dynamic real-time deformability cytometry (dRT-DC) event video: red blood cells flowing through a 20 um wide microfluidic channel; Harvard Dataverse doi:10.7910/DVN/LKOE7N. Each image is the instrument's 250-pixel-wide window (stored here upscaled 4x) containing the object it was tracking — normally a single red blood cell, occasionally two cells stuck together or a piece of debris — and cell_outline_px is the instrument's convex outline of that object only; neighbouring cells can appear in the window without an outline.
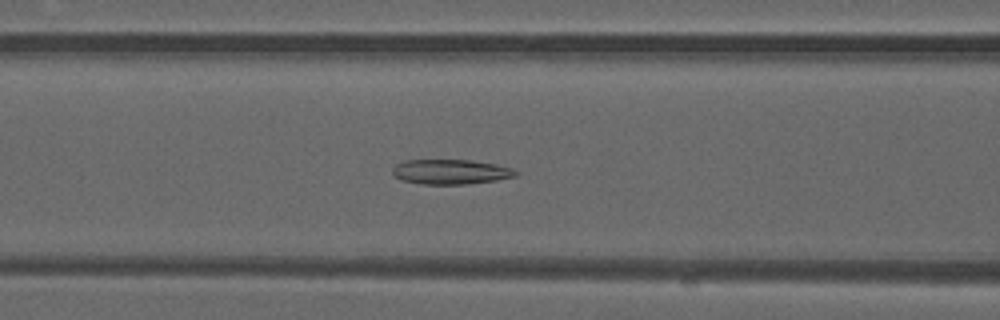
{"species": "common noctule bat (a hibernating species)", "species_latin": "Nyctalus noctula", "temperature_condition": "warm", "stored_images_in_passage": 50, "camera_frame_rate_fps": 3000, "um_per_image_px": 0.085, "animal": {"sex": "male", "forearm_length_mm": 52.5}, "frame": {"image": 1, "passage_image": 21, "time_ms": 6.667, "image_size_px": [1000, 320], "cell_outline_px": [[520, 172], [516, 176], [496, 180], [468, 184], [424, 184], [400, 180], [392, 176], [392, 168], [396, 164], [404, 160], [468, 160], [496, 164], [512, 168]], "centroid_in_image_um": [38.28, 14.6], "position_along_channel_um": 128.3, "area_um2": 17.98}}
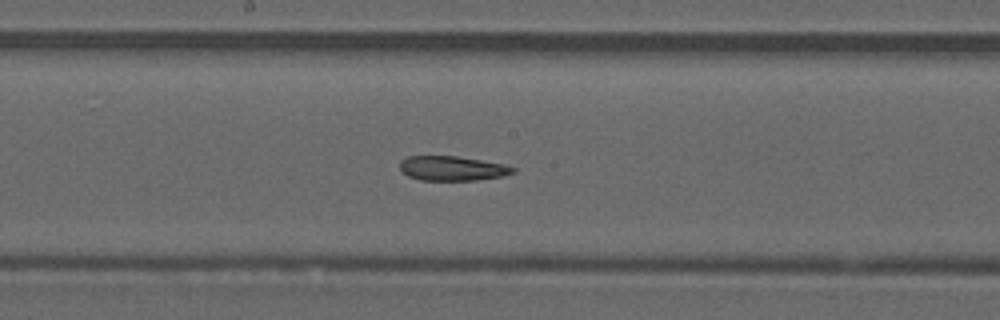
{"frame": {"image": 2, "passage_image": 27, "time_ms": 8.667, "image_size_px": [1000, 320], "cell_outline_px": [[516, 172], [500, 176], [476, 180], [420, 180], [408, 176], [400, 168], [400, 160], [408, 156], [456, 156], [504, 164], [516, 168]], "centroid_in_image_um": [38.43, 14.31], "position_along_channel_um": 209.8, "area_um2": 16.07}}
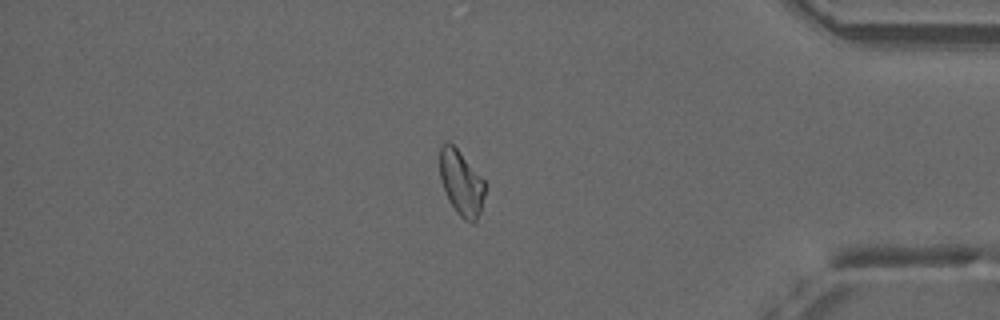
{"frame": {"image": 3, "passage_image": 43, "time_ms": 14.0, "image_size_px": [1000, 320], "cell_outline_px": [[484, 192], [480, 212], [476, 220], [472, 224], [464, 220], [456, 212], [444, 188], [440, 176], [440, 144], [452, 144], [456, 148], [484, 180]], "centroid_in_image_um": [39.21, 15.57], "position_along_channel_um": 396.0, "area_um2": 16.53}, "authors_computed_cell_mechanics": {"area_um2": 18.0047, "velocity_mm_per_s": 4.0891, "shape_relaxation_time_tau1_ms": null, "shape_relaxation_time_tau2_ms": 4.1276, "deformation_change_tau1": null, "deformation_change_tau2": 0.122}}